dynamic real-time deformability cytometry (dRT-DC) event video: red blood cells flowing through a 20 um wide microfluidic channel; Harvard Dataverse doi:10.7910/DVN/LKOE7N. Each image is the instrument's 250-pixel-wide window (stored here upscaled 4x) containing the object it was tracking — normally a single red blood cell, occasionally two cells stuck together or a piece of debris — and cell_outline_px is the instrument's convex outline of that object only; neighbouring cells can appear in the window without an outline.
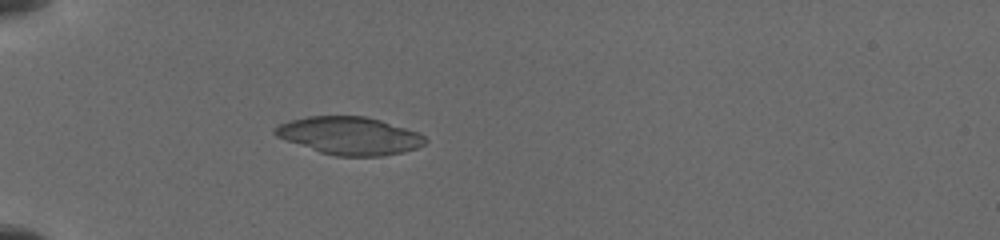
{"species": "common noctule bat (a hibernating species)", "species_latin": "Nyctalus noctula", "temperature_condition": "cold", "stored_images_in_passage": 6, "camera_frame_rate_fps": 3000, "um_per_image_px": 0.085, "animal": {"sex": "female", "body_mass_g": 19.5, "forearm_length_mm": 54.1}, "frame": {"image": 1, "passage_image": 4, "time_ms": 0.667, "image_size_px": [1000, 240], "cell_outline_px": [[428, 140], [424, 144], [416, 148], [400, 152], [380, 156], [336, 156], [320, 152], [276, 136], [272, 132], [272, 128], [288, 120], [308, 116], [364, 116], [380, 120], [420, 132]], "centroid_in_image_um": [29.7, 11.52], "position_along_channel_um": 55.3, "area_um2": 32.95}}